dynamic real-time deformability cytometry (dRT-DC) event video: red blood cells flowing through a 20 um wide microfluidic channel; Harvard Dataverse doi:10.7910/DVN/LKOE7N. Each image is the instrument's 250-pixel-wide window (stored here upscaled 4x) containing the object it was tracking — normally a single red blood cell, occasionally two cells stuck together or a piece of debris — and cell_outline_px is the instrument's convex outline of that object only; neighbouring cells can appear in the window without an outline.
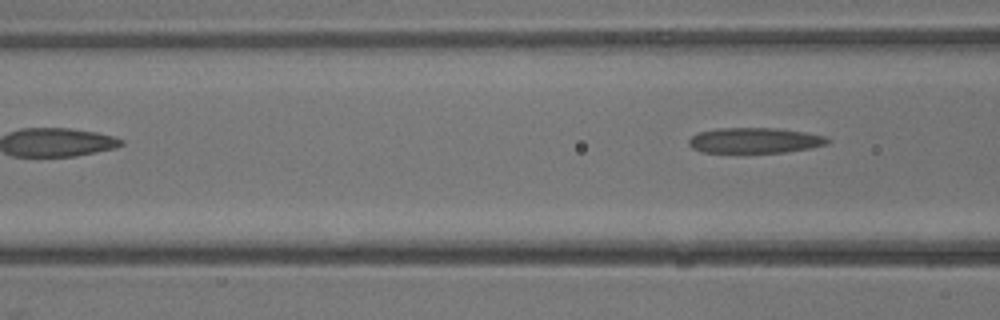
{"species": "common noctule bat (a hibernating species)", "species_latin": "Nyctalus noctula", "temperature_condition": "warm", "stored_images_in_passage": 8, "segment_of_instrument_passage": [2, 2], "camera_frame_rate_fps": 3000, "um_per_image_px": 0.085, "animal": {"sex": "male", "body_mass_g": 13.3}, "frame": {"image": 1, "passage_image": 8, "time_ms": 2.333, "image_size_px": [1000, 320], "cell_outline_px": [[832, 140], [828, 144], [808, 148], [784, 152], [740, 156], [700, 152], [692, 148], [688, 144], [688, 140], [692, 136], [700, 132], [716, 128], [772, 128], [804, 132], [828, 136]], "centroid_in_image_um": [64.1, 11.99], "position_along_channel_um": 102.5, "area_um2": 21.73}}